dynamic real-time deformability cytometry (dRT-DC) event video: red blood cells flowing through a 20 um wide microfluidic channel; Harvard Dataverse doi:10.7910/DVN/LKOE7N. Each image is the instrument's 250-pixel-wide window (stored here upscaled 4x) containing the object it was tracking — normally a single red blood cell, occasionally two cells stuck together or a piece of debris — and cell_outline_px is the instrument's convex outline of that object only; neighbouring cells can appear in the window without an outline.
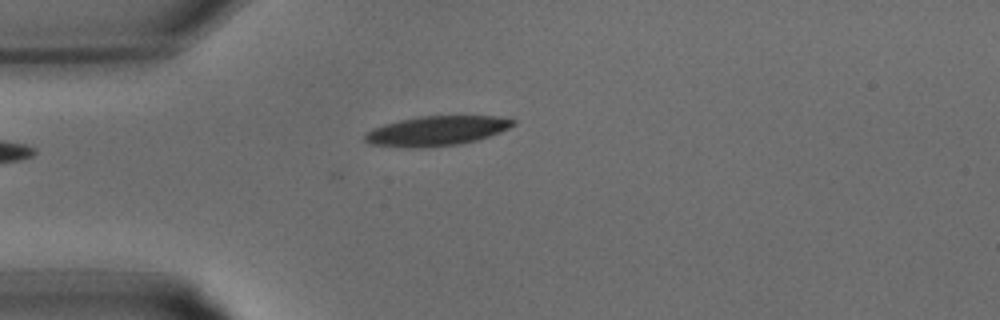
{"species": "common noctule bat (a hibernating species)", "species_latin": "Nyctalus noctula", "temperature_condition": "warm", "stored_images_in_passage": 21, "camera_frame_rate_fps": 3000, "um_per_image_px": 0.085, "animal": {"sex": "male", "body_mass_g": 15.6}, "frame": {"image": 1, "passage_image": 1, "time_ms": 0.0, "image_size_px": [1000, 320], "cell_outline_px": [[516, 124], [500, 132], [476, 140], [460, 144], [424, 148], [400, 148], [368, 144], [364, 140], [364, 136], [372, 128], [384, 124], [400, 120], [420, 116], [500, 116], [516, 120]], "centroid_in_image_um": [37.09, 11.13], "position_along_channel_um": 47.9, "area_um2": 25.89}}
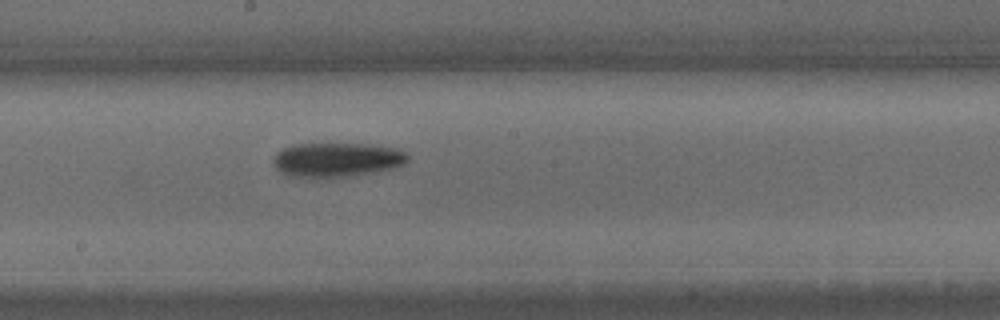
{"frame": {"image": 2, "passage_image": 10, "time_ms": 3.0, "image_size_px": [1000, 320], "cell_outline_px": [[408, 160], [404, 164], [392, 168], [372, 172], [348, 176], [288, 176], [280, 172], [276, 168], [272, 160], [276, 152], [284, 148], [296, 144], [368, 144], [400, 148], [408, 156]], "centroid_in_image_um": [28.64, 13.55], "position_along_channel_um": 219.6, "area_um2": 26.53}}
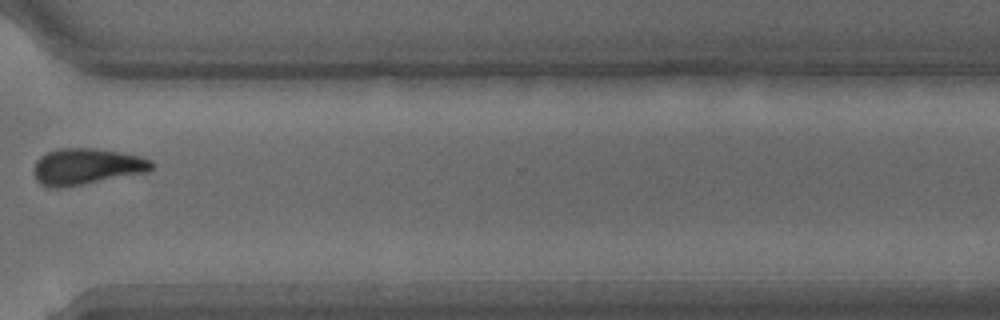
{"frame": {"image": 3, "passage_image": 17, "time_ms": 5.333, "image_size_px": [1000, 320], "cell_outline_px": [[152, 168], [148, 172], [64, 188], [48, 188], [40, 184], [36, 180], [32, 172], [36, 160], [40, 156], [48, 152], [60, 148], [92, 148], [120, 152], [140, 156], [152, 160]], "centroid_in_image_um": [7.31, 14.17], "position_along_channel_um": 363.3, "area_um2": 25.2}}